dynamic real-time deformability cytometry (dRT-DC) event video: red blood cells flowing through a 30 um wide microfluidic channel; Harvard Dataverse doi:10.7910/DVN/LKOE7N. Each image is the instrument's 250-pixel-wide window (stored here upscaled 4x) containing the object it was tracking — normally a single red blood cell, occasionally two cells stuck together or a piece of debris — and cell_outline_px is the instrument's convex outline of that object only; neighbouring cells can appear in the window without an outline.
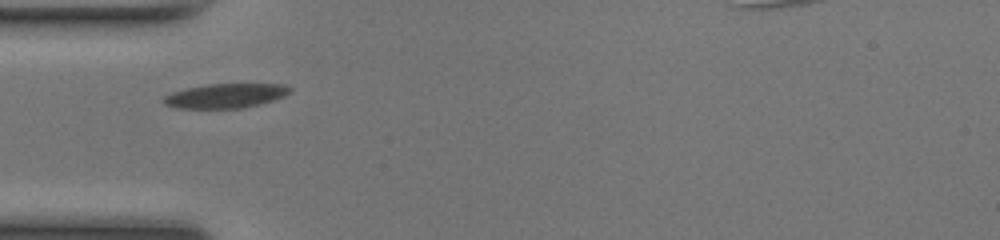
{"species": "common noctule bat (a hibernating species)", "species_latin": "Nyctalus noctula", "temperature_condition": "room temperature", "stored_images_in_passage": 35, "camera_frame_rate_fps": 3000, "um_per_image_px": 0.085, "animal": {"sex": "female", "body_mass_g": 17.0, "forearm_length_mm": 48.0}, "frame": {"image": 1, "passage_image": 1, "time_ms": 0.0, "image_size_px": [1000, 240], "cell_outline_px": [[292, 88], [284, 96], [260, 104], [240, 108], [176, 108], [164, 104], [164, 96], [172, 92], [188, 88], [208, 84], [284, 84]], "centroid_in_image_um": [19.16, 8.14], "position_along_channel_um": 65.8, "area_um2": 17.74}}
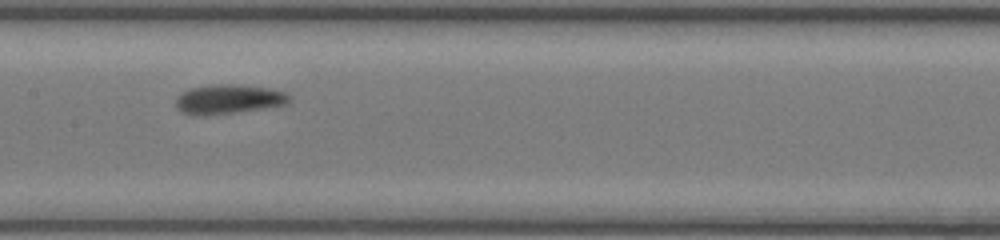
{"frame": {"image": 2, "passage_image": 10, "time_ms": 3.0, "image_size_px": [1000, 240], "cell_outline_px": [[292, 96], [284, 104], [236, 112], [204, 116], [192, 116], [180, 112], [176, 108], [176, 96], [188, 88], [212, 84], [228, 84], [268, 88], [284, 92]], "centroid_in_image_um": [19.3, 8.44], "position_along_channel_um": 188.1, "area_um2": 19.42}}
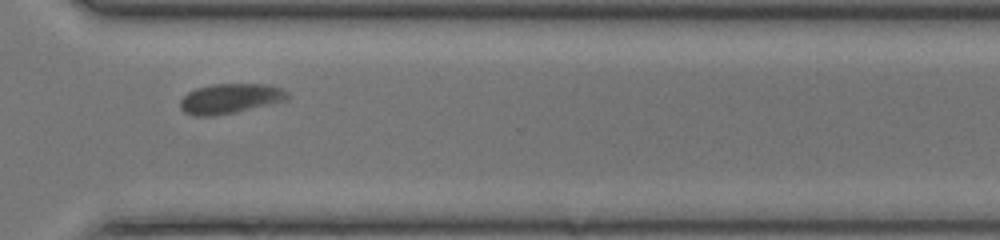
{"frame": {"image": 3, "passage_image": 22, "time_ms": 7.0, "image_size_px": [1000, 240], "cell_outline_px": [[288, 100], [236, 112], [212, 116], [192, 116], [184, 112], [180, 108], [180, 100], [188, 92], [196, 88], [212, 84], [268, 84], [280, 88], [288, 92]], "centroid_in_image_um": [19.55, 8.38], "position_along_channel_um": 351.1, "area_um2": 18.79}}